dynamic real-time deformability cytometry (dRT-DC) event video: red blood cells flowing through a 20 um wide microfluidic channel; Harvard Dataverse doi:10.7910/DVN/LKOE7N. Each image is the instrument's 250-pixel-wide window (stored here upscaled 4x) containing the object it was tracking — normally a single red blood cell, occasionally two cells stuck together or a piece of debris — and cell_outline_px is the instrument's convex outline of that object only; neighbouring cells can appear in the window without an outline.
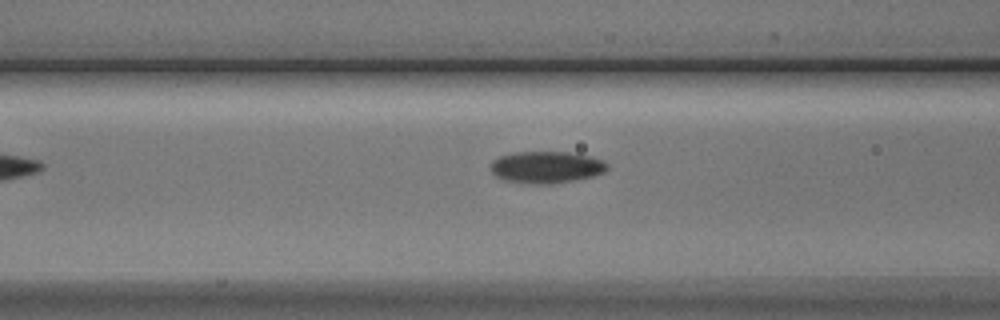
{"species": "Egyptian fruit bat (a non-hibernating species)", "species_latin": "Rousettus aegyptiacus", "temperature_condition": "cold", "stored_images_in_passage": 8, "camera_frame_rate_fps": 3000, "um_per_image_px": 0.085, "animal": {"sex": "male"}, "frame": {"image": 1, "passage_image": 7, "time_ms": 8.333, "image_size_px": [1000, 320], "cell_outline_px": [[608, 168], [604, 172], [592, 176], [552, 184], [528, 184], [504, 180], [496, 176], [492, 172], [492, 160], [500, 156], [516, 152], [568, 152], [588, 156], [604, 160], [608, 164]], "centroid_in_image_um": [46.44, 14.21], "position_along_channel_um": 120.2, "area_um2": 21.56}}
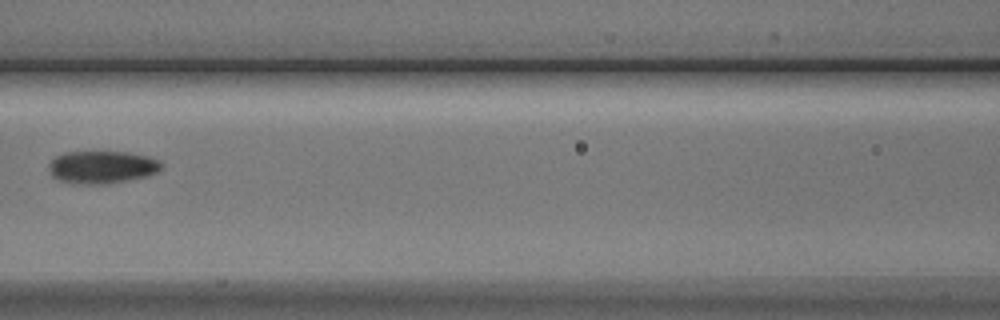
{"frame": {"image": 2, "passage_image": 8, "time_ms": 9.333, "image_size_px": [1000, 320], "cell_outline_px": [[164, 168], [148, 176], [108, 184], [72, 184], [60, 180], [52, 176], [48, 168], [48, 164], [56, 156], [64, 152], [128, 152], [148, 156], [160, 160], [164, 164]], "centroid_in_image_um": [8.7, 14.21], "position_along_channel_um": 157.9, "area_um2": 21.73}}